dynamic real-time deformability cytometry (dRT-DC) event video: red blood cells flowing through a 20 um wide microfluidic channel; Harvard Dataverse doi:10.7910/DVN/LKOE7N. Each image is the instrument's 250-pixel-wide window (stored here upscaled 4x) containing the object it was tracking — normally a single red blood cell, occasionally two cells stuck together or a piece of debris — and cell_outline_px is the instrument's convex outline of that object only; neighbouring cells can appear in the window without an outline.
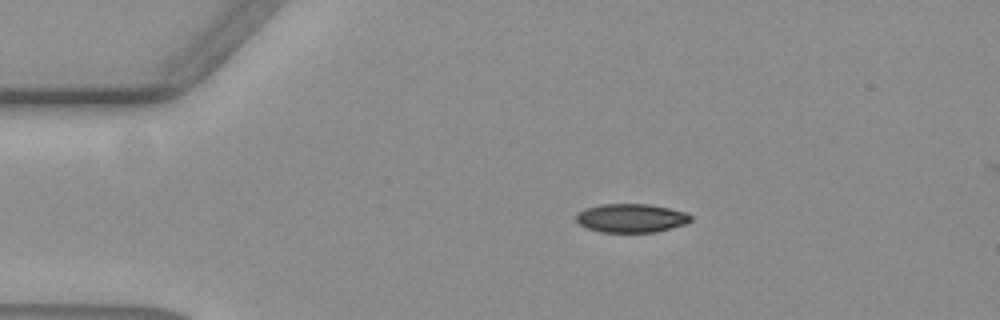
{"species": "common noctule bat (a hibernating species)", "species_latin": "Nyctalus noctula", "temperature_condition": "warm", "stored_images_in_passage": 2, "camera_frame_rate_fps": 3000, "um_per_image_px": 0.085, "animal": {"sex": "female", "body_mass_g": 19.3, "forearm_length_mm": 54.1}, "frame": {"image": 1, "passage_image": 1, "time_ms": 0.0, "image_size_px": [1000, 320], "cell_outline_px": [[692, 220], [688, 224], [656, 232], [600, 232], [588, 228], [580, 224], [576, 220], [576, 212], [584, 208], [600, 204], [648, 204], [668, 208], [684, 212], [692, 216]], "centroid_in_image_um": [53.65, 18.54], "position_along_channel_um": 31.4, "area_um2": 19.31}}